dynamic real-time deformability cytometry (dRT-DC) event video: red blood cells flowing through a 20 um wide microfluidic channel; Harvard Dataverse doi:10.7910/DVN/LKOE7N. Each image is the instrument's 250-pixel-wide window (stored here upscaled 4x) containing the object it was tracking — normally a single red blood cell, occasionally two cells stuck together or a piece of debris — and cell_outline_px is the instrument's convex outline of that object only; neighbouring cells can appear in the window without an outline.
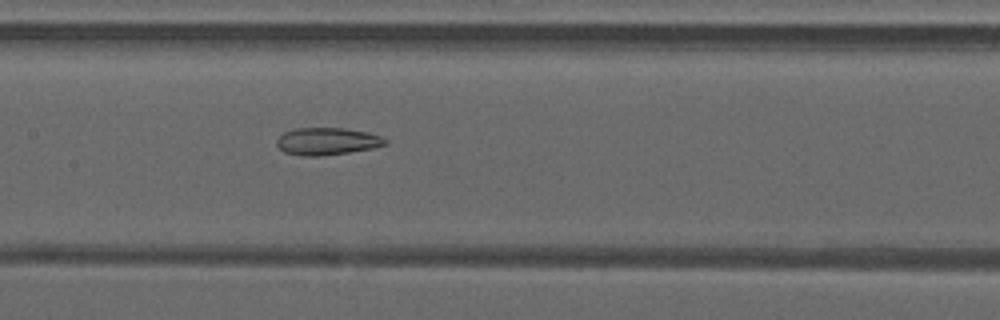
{"species": "common noctule bat (a hibernating species)", "species_latin": "Nyctalus noctula", "temperature_condition": "warm", "stored_images_in_passage": 39, "camera_frame_rate_fps": 3000, "um_per_image_px": 0.085, "animal": {"sex": "male", "forearm_length_mm": 52.5}, "frame": {"image": 1, "passage_image": 15, "time_ms": 4.667, "image_size_px": [1000, 320], "cell_outline_px": [[388, 144], [372, 148], [348, 152], [320, 156], [300, 156], [284, 152], [276, 144], [276, 140], [284, 132], [296, 128], [344, 128], [368, 132], [380, 136], [388, 140]], "centroid_in_image_um": [27.8, 12.01], "position_along_channel_um": 179.6, "area_um2": 17.28}}
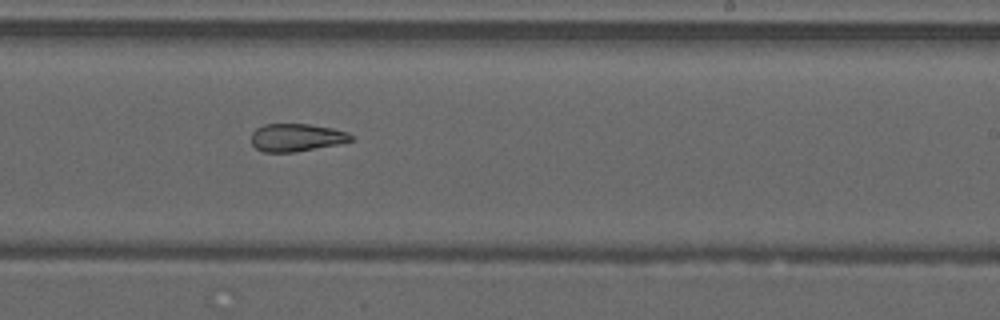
{"frame": {"image": 2, "passage_image": 21, "time_ms": 6.667, "image_size_px": [1000, 320], "cell_outline_px": [[352, 140], [336, 144], [292, 152], [264, 152], [256, 148], [252, 144], [252, 132], [256, 128], [264, 124], [308, 124], [332, 128], [348, 132], [352, 136]], "centroid_in_image_um": [25.16, 11.68], "position_along_channel_um": 263.8, "area_um2": 15.9}}
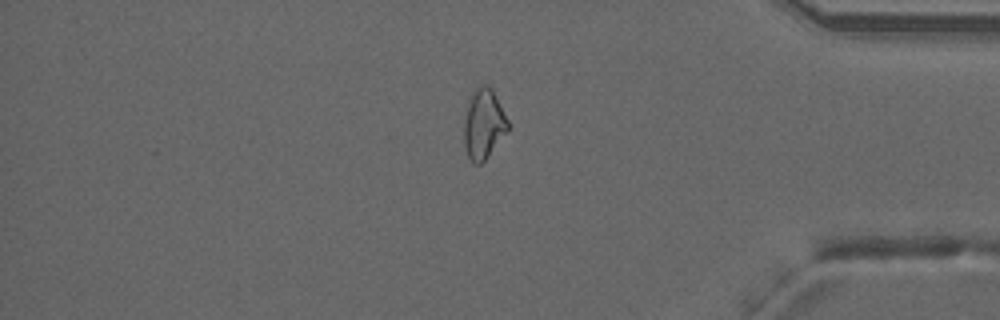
{"frame": {"image": 3, "passage_image": 32, "time_ms": 10.333, "image_size_px": [1000, 320], "cell_outline_px": [[508, 132], [484, 160], [480, 164], [472, 164], [468, 160], [464, 144], [464, 124], [468, 104], [472, 92], [480, 84], [488, 84], [492, 88], [508, 120]], "centroid_in_image_um": [41.1, 10.55], "position_along_channel_um": 394.1, "area_um2": 17.98}, "authors_computed_cell_mechanics": {"area_um2": 18.207, "velocity_mm_per_s": 4.2452, "shape_relaxation_time_tau1_ms": null, "shape_relaxation_time_tau2_ms": 3.3874, "deformation_change_tau1": null, "deformation_change_tau2": 0.1174}}